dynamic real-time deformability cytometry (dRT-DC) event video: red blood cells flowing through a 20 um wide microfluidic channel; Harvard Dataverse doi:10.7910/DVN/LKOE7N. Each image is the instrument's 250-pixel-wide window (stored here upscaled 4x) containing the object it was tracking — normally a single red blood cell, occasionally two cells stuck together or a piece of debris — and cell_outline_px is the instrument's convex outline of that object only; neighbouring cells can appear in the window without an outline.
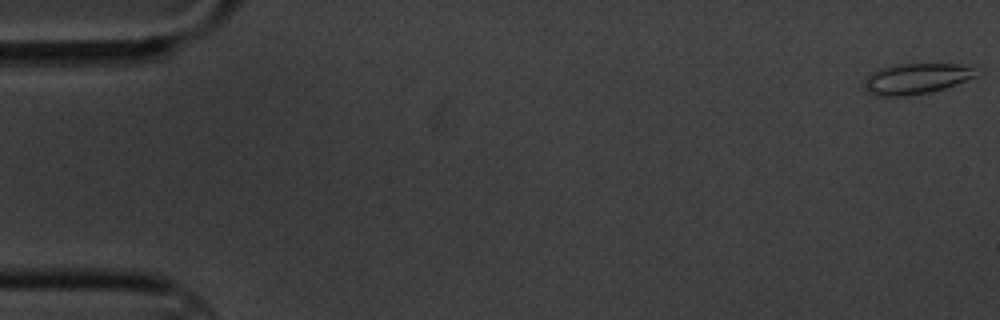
{"species": "common noctule bat (a hibernating species)", "species_latin": "Nyctalus noctula", "temperature_condition": "cold", "stored_images_in_passage": 6, "camera_frame_rate_fps": 3000, "um_per_image_px": 0.085, "animal": {"sex": "male", "body_mass_g": 20.1, "forearm_length_mm": 53.5}, "frame": {"image": 1, "passage_image": 1, "time_ms": 0.0, "image_size_px": [1000, 320], "cell_outline_px": [[984, 72], [980, 76], [944, 88], [928, 92], [908, 96], [880, 96], [864, 92], [868, 76], [872, 72], [880, 68], [896, 64], [956, 64], [972, 68]], "centroid_in_image_um": [77.93, 6.69], "position_along_channel_um": 7.1, "area_um2": 20.06}}
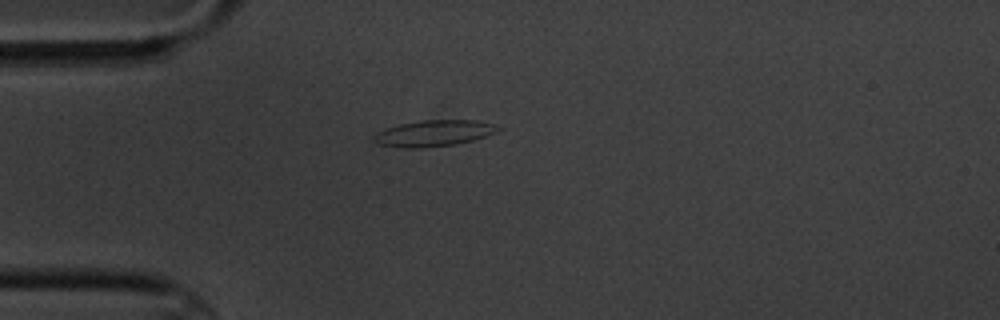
{"frame": {"image": 2, "passage_image": 5, "time_ms": 5.0, "image_size_px": [1000, 320], "cell_outline_px": [[500, 128], [496, 132], [472, 140], [456, 144], [424, 148], [400, 148], [376, 144], [372, 140], [372, 136], [376, 132], [400, 124], [424, 120], [476, 120], [492, 124]], "centroid_in_image_um": [36.79, 11.34], "position_along_channel_um": 48.2, "area_um2": 18.9}}